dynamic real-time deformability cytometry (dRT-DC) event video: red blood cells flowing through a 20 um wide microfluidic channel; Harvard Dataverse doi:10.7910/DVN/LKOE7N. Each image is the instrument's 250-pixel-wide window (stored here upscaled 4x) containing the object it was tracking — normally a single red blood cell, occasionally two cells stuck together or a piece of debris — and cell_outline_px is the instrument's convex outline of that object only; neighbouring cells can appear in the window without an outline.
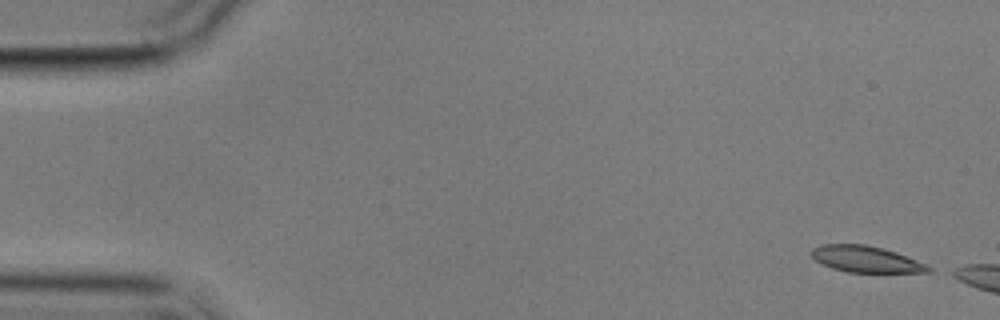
{"species": "common noctule bat (a hibernating species)", "species_latin": "Nyctalus noctula", "temperature_condition": "cold", "stored_images_in_passage": 3, "camera_frame_rate_fps": 3000, "um_per_image_px": 0.085, "animal": {"sex": "male", "body_mass_g": 17.9}, "frame": {"image": 1, "passage_image": 1, "time_ms": 0.0, "image_size_px": [1000, 320], "cell_outline_px": [[932, 272], [848, 272], [832, 268], [816, 260], [808, 252], [812, 248], [820, 244], [864, 244], [884, 248], [896, 252], [916, 260], [932, 268]], "centroid_in_image_um": [73.56, 22.01], "position_along_channel_um": 11.4, "area_um2": 17.86}}